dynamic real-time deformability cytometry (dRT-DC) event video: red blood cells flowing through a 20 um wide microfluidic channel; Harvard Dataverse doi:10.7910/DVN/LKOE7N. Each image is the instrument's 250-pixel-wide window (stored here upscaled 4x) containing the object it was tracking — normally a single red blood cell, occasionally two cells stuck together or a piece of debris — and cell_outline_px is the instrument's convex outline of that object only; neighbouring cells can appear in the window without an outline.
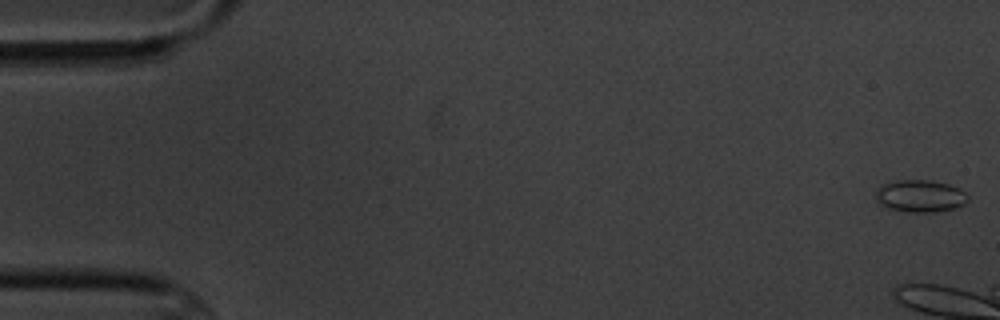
{"species": "common noctule bat (a hibernating species)", "species_latin": "Nyctalus noctula", "temperature_condition": "cold", "stored_images_in_passage": 6, "camera_frame_rate_fps": 3000, "um_per_image_px": 0.085, "animal": {"sex": "male", "body_mass_g": 20.1, "forearm_length_mm": 53.5}, "frame": {"image": 1, "passage_image": 1, "time_ms": 0.0, "image_size_px": [1000, 320], "cell_outline_px": [[968, 200], [964, 204], [952, 208], [932, 212], [908, 212], [888, 208], [880, 204], [876, 200], [876, 188], [884, 184], [900, 180], [928, 180], [948, 184], [960, 188], [968, 196]], "centroid_in_image_um": [78.2, 16.66], "position_along_channel_um": 6.8, "area_um2": 17.17}}